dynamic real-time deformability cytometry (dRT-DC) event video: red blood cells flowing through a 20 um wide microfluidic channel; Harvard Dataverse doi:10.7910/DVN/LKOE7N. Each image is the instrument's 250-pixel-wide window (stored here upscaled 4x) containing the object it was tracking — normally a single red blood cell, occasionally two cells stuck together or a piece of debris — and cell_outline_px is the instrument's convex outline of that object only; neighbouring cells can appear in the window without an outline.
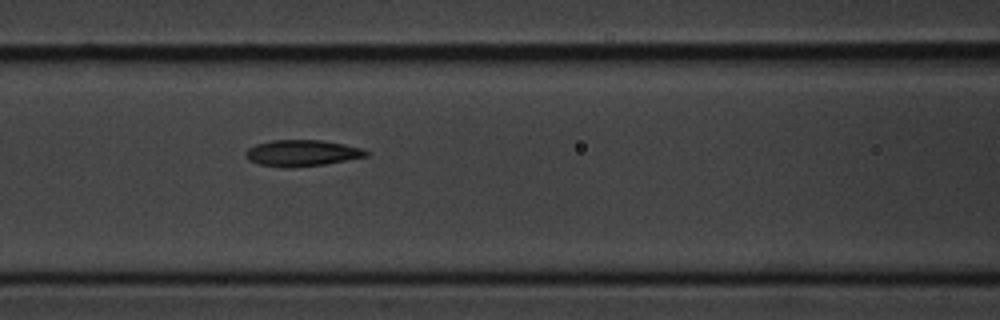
{"species": "common noctule bat (a hibernating species)", "species_latin": "Nyctalus noctula", "temperature_condition": "cold", "stored_images_in_passage": 7, "segment_of_instrument_passage": [1, 2], "camera_frame_rate_fps": 3000, "um_per_image_px": 0.085, "animal": {"sex": "male", "body_mass_g": 20.1, "forearm_length_mm": 53.5}, "frame": {"image": 1, "passage_image": 6, "time_ms": 5.667, "image_size_px": [1000, 320], "cell_outline_px": [[368, 156], [324, 164], [284, 168], [260, 164], [248, 160], [244, 156], [244, 152], [248, 148], [256, 144], [272, 140], [320, 140], [344, 144], [364, 148], [368, 152]], "centroid_in_image_um": [25.64, 13.0], "position_along_channel_um": 141.0, "area_um2": 18.44}}